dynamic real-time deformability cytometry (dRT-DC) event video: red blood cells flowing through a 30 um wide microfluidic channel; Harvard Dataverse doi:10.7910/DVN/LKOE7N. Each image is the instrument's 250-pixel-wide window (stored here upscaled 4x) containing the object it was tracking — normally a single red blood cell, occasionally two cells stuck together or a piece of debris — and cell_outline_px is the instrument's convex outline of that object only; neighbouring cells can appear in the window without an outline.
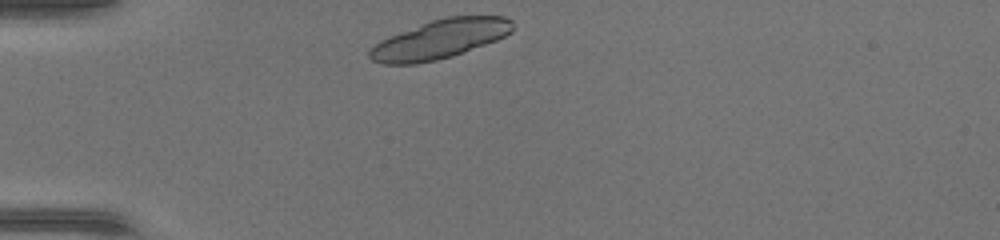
{"species": "common noctule bat (a hibernating species)", "species_latin": "Nyctalus noctula", "temperature_condition": "warm", "stored_images_in_passage": 34, "camera_frame_rate_fps": 3000, "um_per_image_px": 0.085, "animal": {"sex": "female", "body_mass_g": 17.0, "forearm_length_mm": 48.0}, "frame": {"image": 1, "passage_image": 1, "time_ms": 0.0, "image_size_px": [1000, 240], "cell_outline_px": [[512, 32], [496, 40], [452, 56], [436, 60], [416, 64], [384, 64], [372, 60], [368, 56], [368, 52], [380, 40], [400, 32], [432, 20], [448, 16], [504, 16], [512, 20]], "centroid_in_image_um": [37.39, 3.33], "position_along_channel_um": 47.6, "area_um2": 32.14}}